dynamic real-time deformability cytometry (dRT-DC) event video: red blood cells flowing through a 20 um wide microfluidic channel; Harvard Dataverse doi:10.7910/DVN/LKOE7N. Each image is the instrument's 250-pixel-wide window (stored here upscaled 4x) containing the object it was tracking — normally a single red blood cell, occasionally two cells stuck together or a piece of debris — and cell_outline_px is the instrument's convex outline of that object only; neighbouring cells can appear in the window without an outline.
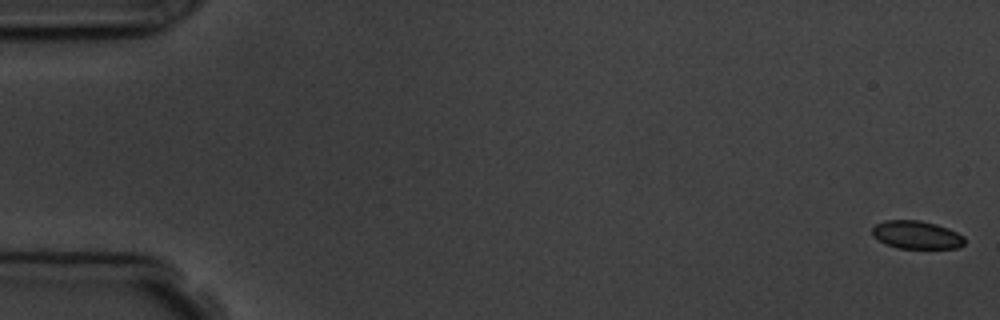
{"species": "common noctule bat (a hibernating species)", "species_latin": "Nyctalus noctula", "temperature_condition": "room temperature", "stored_images_in_passage": 5, "camera_frame_rate_fps": 3000, "um_per_image_px": 0.085, "animal": {"sex": "male", "body_mass_g": 19.5, "forearm_length_mm": 54.6}, "frame": {"image": 1, "passage_image": 1, "time_ms": 0.0, "image_size_px": [1000, 320], "cell_outline_px": [[964, 244], [960, 248], [896, 248], [884, 244], [872, 236], [872, 228], [876, 224], [884, 220], [920, 220], [936, 224], [948, 228], [964, 236]], "centroid_in_image_um": [77.88, 19.96], "position_along_channel_um": 7.1, "area_um2": 15.26}}
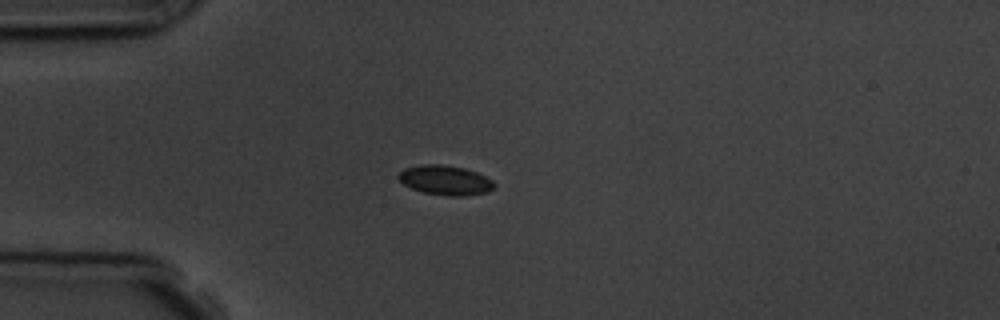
{"frame": {"image": 2, "passage_image": 5, "time_ms": 4.667, "image_size_px": [1000, 320], "cell_outline_px": [[496, 184], [488, 192], [460, 196], [448, 196], [424, 192], [412, 188], [404, 184], [396, 176], [404, 168], [420, 164], [440, 164], [464, 168], [476, 172], [492, 180]], "centroid_in_image_um": [37.83, 15.31], "position_along_channel_um": 47.2, "area_um2": 16.42}}